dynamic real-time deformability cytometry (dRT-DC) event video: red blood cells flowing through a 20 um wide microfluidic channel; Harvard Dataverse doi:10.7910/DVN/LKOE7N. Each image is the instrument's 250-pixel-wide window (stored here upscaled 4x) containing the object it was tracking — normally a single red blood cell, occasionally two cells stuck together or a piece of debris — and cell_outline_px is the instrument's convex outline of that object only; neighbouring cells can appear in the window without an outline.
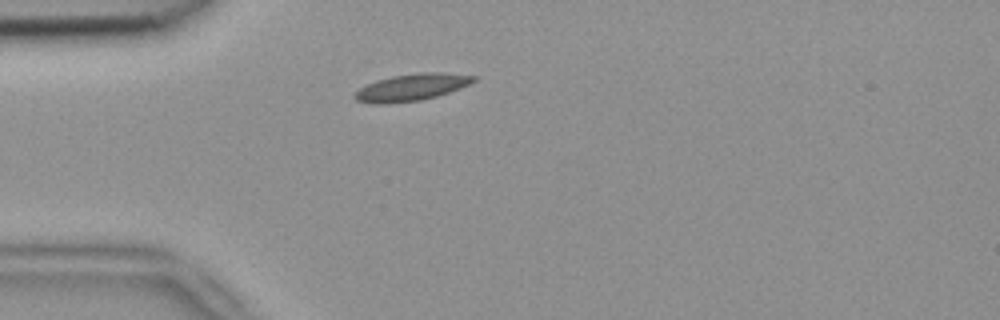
{"species": "common noctule bat (a hibernating species)", "species_latin": "Nyctalus noctula", "temperature_condition": "room temperature", "stored_images_in_passage": 1, "camera_frame_rate_fps": 3000, "um_per_image_px": 0.085, "animal": {"sex": "female", "body_mass_g": 18.4}, "frame": {"image": 1, "passage_image": 1, "time_ms": 0.0, "image_size_px": [1000, 320], "cell_outline_px": [[476, 80], [460, 88], [436, 96], [420, 100], [388, 104], [372, 104], [356, 100], [352, 96], [360, 88], [376, 80], [392, 76], [420, 72], [440, 72], [476, 76]], "centroid_in_image_um": [34.95, 7.42], "position_along_channel_um": 50.0, "area_um2": 18.55}}